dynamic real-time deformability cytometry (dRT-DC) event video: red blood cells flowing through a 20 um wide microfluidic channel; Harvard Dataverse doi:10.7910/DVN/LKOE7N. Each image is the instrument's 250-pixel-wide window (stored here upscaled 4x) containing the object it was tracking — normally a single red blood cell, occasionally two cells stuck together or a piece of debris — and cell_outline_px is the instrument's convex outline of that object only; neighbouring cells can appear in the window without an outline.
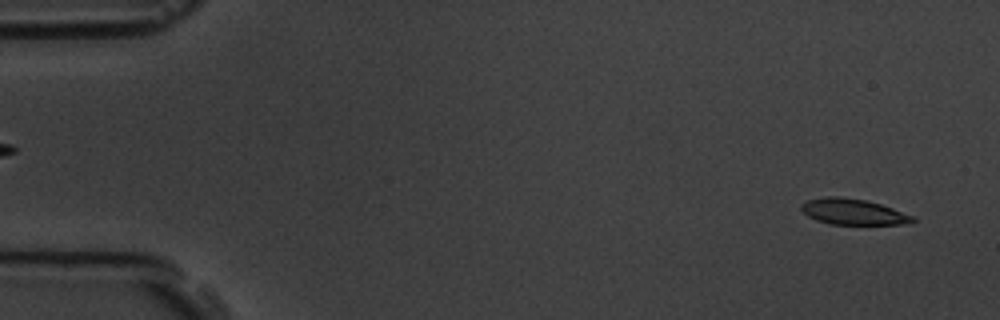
{"species": "common noctule bat (a hibernating species)", "species_latin": "Nyctalus noctula", "temperature_condition": "room temperature", "stored_images_in_passage": 15, "camera_frame_rate_fps": 3000, "um_per_image_px": 0.085, "animal": {"sex": "male", "body_mass_g": 19.5, "forearm_length_mm": 54.6}, "frame": {"image": 1, "passage_image": 3, "time_ms": 0.667, "image_size_px": [1000, 320], "cell_outline_px": [[916, 220], [912, 224], [828, 224], [816, 220], [808, 216], [800, 208], [800, 204], [808, 200], [828, 196], [836, 196], [868, 200], [892, 208], [912, 216]], "centroid_in_image_um": [72.51, 18.0], "position_along_channel_um": 12.5, "area_um2": 16.76}}